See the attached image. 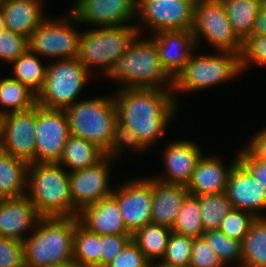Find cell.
I'll list each match as a JSON object with an SVG mask.
<instances>
[{
  "mask_svg": "<svg viewBox=\"0 0 266 267\" xmlns=\"http://www.w3.org/2000/svg\"><path fill=\"white\" fill-rule=\"evenodd\" d=\"M117 89L113 93L117 119L135 132L140 142L149 149L165 135L178 111L179 103L175 101L173 90Z\"/></svg>",
  "mask_w": 266,
  "mask_h": 267,
  "instance_id": "cell-1",
  "label": "cell"
},
{
  "mask_svg": "<svg viewBox=\"0 0 266 267\" xmlns=\"http://www.w3.org/2000/svg\"><path fill=\"white\" fill-rule=\"evenodd\" d=\"M139 36L104 75L118 81L121 88L173 90L174 79L164 69L154 41L150 37L140 40Z\"/></svg>",
  "mask_w": 266,
  "mask_h": 267,
  "instance_id": "cell-2",
  "label": "cell"
},
{
  "mask_svg": "<svg viewBox=\"0 0 266 267\" xmlns=\"http://www.w3.org/2000/svg\"><path fill=\"white\" fill-rule=\"evenodd\" d=\"M26 196L42 217H78L69 172L59 163L29 164Z\"/></svg>",
  "mask_w": 266,
  "mask_h": 267,
  "instance_id": "cell-3",
  "label": "cell"
},
{
  "mask_svg": "<svg viewBox=\"0 0 266 267\" xmlns=\"http://www.w3.org/2000/svg\"><path fill=\"white\" fill-rule=\"evenodd\" d=\"M78 217H42L23 241L25 267H49L73 259Z\"/></svg>",
  "mask_w": 266,
  "mask_h": 267,
  "instance_id": "cell-4",
  "label": "cell"
},
{
  "mask_svg": "<svg viewBox=\"0 0 266 267\" xmlns=\"http://www.w3.org/2000/svg\"><path fill=\"white\" fill-rule=\"evenodd\" d=\"M70 134L88 140L108 152L113 139L117 109L113 96L78 100L65 109Z\"/></svg>",
  "mask_w": 266,
  "mask_h": 267,
  "instance_id": "cell-5",
  "label": "cell"
},
{
  "mask_svg": "<svg viewBox=\"0 0 266 267\" xmlns=\"http://www.w3.org/2000/svg\"><path fill=\"white\" fill-rule=\"evenodd\" d=\"M195 50L184 69L174 79L173 94L197 92L228 82L242 74L238 54L219 51L217 54L196 55ZM177 93V94H176Z\"/></svg>",
  "mask_w": 266,
  "mask_h": 267,
  "instance_id": "cell-6",
  "label": "cell"
},
{
  "mask_svg": "<svg viewBox=\"0 0 266 267\" xmlns=\"http://www.w3.org/2000/svg\"><path fill=\"white\" fill-rule=\"evenodd\" d=\"M138 34L134 23L82 31L78 59L90 73L96 67L104 76L111 64L125 54Z\"/></svg>",
  "mask_w": 266,
  "mask_h": 267,
  "instance_id": "cell-7",
  "label": "cell"
},
{
  "mask_svg": "<svg viewBox=\"0 0 266 267\" xmlns=\"http://www.w3.org/2000/svg\"><path fill=\"white\" fill-rule=\"evenodd\" d=\"M51 63L47 65L43 88L37 94V104L49 109H66L78 101L91 73L78 57Z\"/></svg>",
  "mask_w": 266,
  "mask_h": 267,
  "instance_id": "cell-8",
  "label": "cell"
},
{
  "mask_svg": "<svg viewBox=\"0 0 266 267\" xmlns=\"http://www.w3.org/2000/svg\"><path fill=\"white\" fill-rule=\"evenodd\" d=\"M75 24L80 23L70 11L64 18L46 16L28 39V48L44 59L77 58L82 31Z\"/></svg>",
  "mask_w": 266,
  "mask_h": 267,
  "instance_id": "cell-9",
  "label": "cell"
},
{
  "mask_svg": "<svg viewBox=\"0 0 266 267\" xmlns=\"http://www.w3.org/2000/svg\"><path fill=\"white\" fill-rule=\"evenodd\" d=\"M191 31L197 49L204 38L217 51L241 54L242 41L232 29L222 0H196Z\"/></svg>",
  "mask_w": 266,
  "mask_h": 267,
  "instance_id": "cell-10",
  "label": "cell"
},
{
  "mask_svg": "<svg viewBox=\"0 0 266 267\" xmlns=\"http://www.w3.org/2000/svg\"><path fill=\"white\" fill-rule=\"evenodd\" d=\"M196 0H137L135 26L141 32L149 29L152 34L161 31L191 30ZM144 26V27H143ZM143 27V30H141Z\"/></svg>",
  "mask_w": 266,
  "mask_h": 267,
  "instance_id": "cell-11",
  "label": "cell"
},
{
  "mask_svg": "<svg viewBox=\"0 0 266 267\" xmlns=\"http://www.w3.org/2000/svg\"><path fill=\"white\" fill-rule=\"evenodd\" d=\"M69 135L65 109L36 105L35 163H58Z\"/></svg>",
  "mask_w": 266,
  "mask_h": 267,
  "instance_id": "cell-12",
  "label": "cell"
},
{
  "mask_svg": "<svg viewBox=\"0 0 266 267\" xmlns=\"http://www.w3.org/2000/svg\"><path fill=\"white\" fill-rule=\"evenodd\" d=\"M115 188L111 196L117 201L124 224L132 235L152 223V177L134 178Z\"/></svg>",
  "mask_w": 266,
  "mask_h": 267,
  "instance_id": "cell-13",
  "label": "cell"
},
{
  "mask_svg": "<svg viewBox=\"0 0 266 267\" xmlns=\"http://www.w3.org/2000/svg\"><path fill=\"white\" fill-rule=\"evenodd\" d=\"M69 11L81 24L124 26L136 19L137 0H76Z\"/></svg>",
  "mask_w": 266,
  "mask_h": 267,
  "instance_id": "cell-14",
  "label": "cell"
},
{
  "mask_svg": "<svg viewBox=\"0 0 266 267\" xmlns=\"http://www.w3.org/2000/svg\"><path fill=\"white\" fill-rule=\"evenodd\" d=\"M111 158L105 156L97 164L69 172L73 206L80 212L84 207L110 197L109 187Z\"/></svg>",
  "mask_w": 266,
  "mask_h": 267,
  "instance_id": "cell-15",
  "label": "cell"
},
{
  "mask_svg": "<svg viewBox=\"0 0 266 267\" xmlns=\"http://www.w3.org/2000/svg\"><path fill=\"white\" fill-rule=\"evenodd\" d=\"M36 105L26 111L3 115L2 150L24 160L35 163Z\"/></svg>",
  "mask_w": 266,
  "mask_h": 267,
  "instance_id": "cell-16",
  "label": "cell"
},
{
  "mask_svg": "<svg viewBox=\"0 0 266 267\" xmlns=\"http://www.w3.org/2000/svg\"><path fill=\"white\" fill-rule=\"evenodd\" d=\"M225 193L233 209L250 212L256 218L266 217L260 213L266 209V190L239 161L229 173Z\"/></svg>",
  "mask_w": 266,
  "mask_h": 267,
  "instance_id": "cell-17",
  "label": "cell"
},
{
  "mask_svg": "<svg viewBox=\"0 0 266 267\" xmlns=\"http://www.w3.org/2000/svg\"><path fill=\"white\" fill-rule=\"evenodd\" d=\"M160 61L167 73L175 79L184 69L191 55L197 49L191 30L161 31L152 34Z\"/></svg>",
  "mask_w": 266,
  "mask_h": 267,
  "instance_id": "cell-18",
  "label": "cell"
},
{
  "mask_svg": "<svg viewBox=\"0 0 266 267\" xmlns=\"http://www.w3.org/2000/svg\"><path fill=\"white\" fill-rule=\"evenodd\" d=\"M201 150L196 142L190 140L179 139L167 144L162 155L166 172L154 178L164 183L187 186L196 163L203 154Z\"/></svg>",
  "mask_w": 266,
  "mask_h": 267,
  "instance_id": "cell-19",
  "label": "cell"
},
{
  "mask_svg": "<svg viewBox=\"0 0 266 267\" xmlns=\"http://www.w3.org/2000/svg\"><path fill=\"white\" fill-rule=\"evenodd\" d=\"M41 218L42 216L26 195L1 199L0 237H9L23 242L28 237L26 232L31 230L33 232Z\"/></svg>",
  "mask_w": 266,
  "mask_h": 267,
  "instance_id": "cell-20",
  "label": "cell"
},
{
  "mask_svg": "<svg viewBox=\"0 0 266 267\" xmlns=\"http://www.w3.org/2000/svg\"><path fill=\"white\" fill-rule=\"evenodd\" d=\"M238 161V155L234 156L229 166L225 167L221 158L215 155L202 156L196 163L192 177L186 188L190 195L202 196L224 193L231 169Z\"/></svg>",
  "mask_w": 266,
  "mask_h": 267,
  "instance_id": "cell-21",
  "label": "cell"
},
{
  "mask_svg": "<svg viewBox=\"0 0 266 267\" xmlns=\"http://www.w3.org/2000/svg\"><path fill=\"white\" fill-rule=\"evenodd\" d=\"M79 222L99 235L131 234L124 224L119 205L112 197L84 207L78 214Z\"/></svg>",
  "mask_w": 266,
  "mask_h": 267,
  "instance_id": "cell-22",
  "label": "cell"
},
{
  "mask_svg": "<svg viewBox=\"0 0 266 267\" xmlns=\"http://www.w3.org/2000/svg\"><path fill=\"white\" fill-rule=\"evenodd\" d=\"M45 0H2L1 13L5 29L29 39L46 18L43 13Z\"/></svg>",
  "mask_w": 266,
  "mask_h": 267,
  "instance_id": "cell-23",
  "label": "cell"
},
{
  "mask_svg": "<svg viewBox=\"0 0 266 267\" xmlns=\"http://www.w3.org/2000/svg\"><path fill=\"white\" fill-rule=\"evenodd\" d=\"M188 194L186 186L164 183L152 176L151 222L172 229L183 200Z\"/></svg>",
  "mask_w": 266,
  "mask_h": 267,
  "instance_id": "cell-24",
  "label": "cell"
},
{
  "mask_svg": "<svg viewBox=\"0 0 266 267\" xmlns=\"http://www.w3.org/2000/svg\"><path fill=\"white\" fill-rule=\"evenodd\" d=\"M28 166L24 160L0 151V200L26 195Z\"/></svg>",
  "mask_w": 266,
  "mask_h": 267,
  "instance_id": "cell-25",
  "label": "cell"
},
{
  "mask_svg": "<svg viewBox=\"0 0 266 267\" xmlns=\"http://www.w3.org/2000/svg\"><path fill=\"white\" fill-rule=\"evenodd\" d=\"M105 156V152L96 144L70 134L58 163L66 168L68 172H72L91 167Z\"/></svg>",
  "mask_w": 266,
  "mask_h": 267,
  "instance_id": "cell-26",
  "label": "cell"
},
{
  "mask_svg": "<svg viewBox=\"0 0 266 267\" xmlns=\"http://www.w3.org/2000/svg\"><path fill=\"white\" fill-rule=\"evenodd\" d=\"M0 114L26 111L37 105V95L11 76L0 77Z\"/></svg>",
  "mask_w": 266,
  "mask_h": 267,
  "instance_id": "cell-27",
  "label": "cell"
},
{
  "mask_svg": "<svg viewBox=\"0 0 266 267\" xmlns=\"http://www.w3.org/2000/svg\"><path fill=\"white\" fill-rule=\"evenodd\" d=\"M234 33L243 42L251 35L263 0H222Z\"/></svg>",
  "mask_w": 266,
  "mask_h": 267,
  "instance_id": "cell-28",
  "label": "cell"
},
{
  "mask_svg": "<svg viewBox=\"0 0 266 267\" xmlns=\"http://www.w3.org/2000/svg\"><path fill=\"white\" fill-rule=\"evenodd\" d=\"M171 233V228L150 223L137 230L132 235V240L138 245L146 259L152 263L158 258L162 260Z\"/></svg>",
  "mask_w": 266,
  "mask_h": 267,
  "instance_id": "cell-29",
  "label": "cell"
},
{
  "mask_svg": "<svg viewBox=\"0 0 266 267\" xmlns=\"http://www.w3.org/2000/svg\"><path fill=\"white\" fill-rule=\"evenodd\" d=\"M12 64L14 71L12 78L37 95L43 88L47 72V65H43L39 55L27 48Z\"/></svg>",
  "mask_w": 266,
  "mask_h": 267,
  "instance_id": "cell-30",
  "label": "cell"
},
{
  "mask_svg": "<svg viewBox=\"0 0 266 267\" xmlns=\"http://www.w3.org/2000/svg\"><path fill=\"white\" fill-rule=\"evenodd\" d=\"M241 263L251 267H266V217L256 218L242 243Z\"/></svg>",
  "mask_w": 266,
  "mask_h": 267,
  "instance_id": "cell-31",
  "label": "cell"
},
{
  "mask_svg": "<svg viewBox=\"0 0 266 267\" xmlns=\"http://www.w3.org/2000/svg\"><path fill=\"white\" fill-rule=\"evenodd\" d=\"M100 235L80 222L75 227L73 260L80 267H100Z\"/></svg>",
  "mask_w": 266,
  "mask_h": 267,
  "instance_id": "cell-32",
  "label": "cell"
},
{
  "mask_svg": "<svg viewBox=\"0 0 266 267\" xmlns=\"http://www.w3.org/2000/svg\"><path fill=\"white\" fill-rule=\"evenodd\" d=\"M171 230L193 238L203 236L204 229L199 207V196L188 194L185 197Z\"/></svg>",
  "mask_w": 266,
  "mask_h": 267,
  "instance_id": "cell-33",
  "label": "cell"
},
{
  "mask_svg": "<svg viewBox=\"0 0 266 267\" xmlns=\"http://www.w3.org/2000/svg\"><path fill=\"white\" fill-rule=\"evenodd\" d=\"M199 207L204 232L219 230L224 216L233 209L225 192L199 196Z\"/></svg>",
  "mask_w": 266,
  "mask_h": 267,
  "instance_id": "cell-34",
  "label": "cell"
},
{
  "mask_svg": "<svg viewBox=\"0 0 266 267\" xmlns=\"http://www.w3.org/2000/svg\"><path fill=\"white\" fill-rule=\"evenodd\" d=\"M202 237L218 255L224 265L227 266L230 262L241 263V242L229 238L220 230L206 231Z\"/></svg>",
  "mask_w": 266,
  "mask_h": 267,
  "instance_id": "cell-35",
  "label": "cell"
},
{
  "mask_svg": "<svg viewBox=\"0 0 266 267\" xmlns=\"http://www.w3.org/2000/svg\"><path fill=\"white\" fill-rule=\"evenodd\" d=\"M194 238L172 231L160 263L169 267H189Z\"/></svg>",
  "mask_w": 266,
  "mask_h": 267,
  "instance_id": "cell-36",
  "label": "cell"
},
{
  "mask_svg": "<svg viewBox=\"0 0 266 267\" xmlns=\"http://www.w3.org/2000/svg\"><path fill=\"white\" fill-rule=\"evenodd\" d=\"M146 149L147 148L140 142L137 134L117 119L114 125L113 139L106 156L113 160L125 150L138 153Z\"/></svg>",
  "mask_w": 266,
  "mask_h": 267,
  "instance_id": "cell-37",
  "label": "cell"
},
{
  "mask_svg": "<svg viewBox=\"0 0 266 267\" xmlns=\"http://www.w3.org/2000/svg\"><path fill=\"white\" fill-rule=\"evenodd\" d=\"M255 219L256 217L250 212L232 209L224 216L219 230L229 238L242 243Z\"/></svg>",
  "mask_w": 266,
  "mask_h": 267,
  "instance_id": "cell-38",
  "label": "cell"
},
{
  "mask_svg": "<svg viewBox=\"0 0 266 267\" xmlns=\"http://www.w3.org/2000/svg\"><path fill=\"white\" fill-rule=\"evenodd\" d=\"M239 58L242 74L251 64L266 67V35L247 37L242 42Z\"/></svg>",
  "mask_w": 266,
  "mask_h": 267,
  "instance_id": "cell-39",
  "label": "cell"
},
{
  "mask_svg": "<svg viewBox=\"0 0 266 267\" xmlns=\"http://www.w3.org/2000/svg\"><path fill=\"white\" fill-rule=\"evenodd\" d=\"M28 48V39L8 29L0 32V61L9 64L15 61Z\"/></svg>",
  "mask_w": 266,
  "mask_h": 267,
  "instance_id": "cell-40",
  "label": "cell"
},
{
  "mask_svg": "<svg viewBox=\"0 0 266 267\" xmlns=\"http://www.w3.org/2000/svg\"><path fill=\"white\" fill-rule=\"evenodd\" d=\"M0 267H25L24 243L0 237Z\"/></svg>",
  "mask_w": 266,
  "mask_h": 267,
  "instance_id": "cell-41",
  "label": "cell"
},
{
  "mask_svg": "<svg viewBox=\"0 0 266 267\" xmlns=\"http://www.w3.org/2000/svg\"><path fill=\"white\" fill-rule=\"evenodd\" d=\"M189 267H226L203 237L194 238Z\"/></svg>",
  "mask_w": 266,
  "mask_h": 267,
  "instance_id": "cell-42",
  "label": "cell"
},
{
  "mask_svg": "<svg viewBox=\"0 0 266 267\" xmlns=\"http://www.w3.org/2000/svg\"><path fill=\"white\" fill-rule=\"evenodd\" d=\"M132 239V234L100 235V267H106Z\"/></svg>",
  "mask_w": 266,
  "mask_h": 267,
  "instance_id": "cell-43",
  "label": "cell"
},
{
  "mask_svg": "<svg viewBox=\"0 0 266 267\" xmlns=\"http://www.w3.org/2000/svg\"><path fill=\"white\" fill-rule=\"evenodd\" d=\"M149 261L131 239L106 267H148Z\"/></svg>",
  "mask_w": 266,
  "mask_h": 267,
  "instance_id": "cell-44",
  "label": "cell"
},
{
  "mask_svg": "<svg viewBox=\"0 0 266 267\" xmlns=\"http://www.w3.org/2000/svg\"><path fill=\"white\" fill-rule=\"evenodd\" d=\"M238 161L253 175L266 190V160L255 156L246 146L240 148Z\"/></svg>",
  "mask_w": 266,
  "mask_h": 267,
  "instance_id": "cell-45",
  "label": "cell"
},
{
  "mask_svg": "<svg viewBox=\"0 0 266 267\" xmlns=\"http://www.w3.org/2000/svg\"><path fill=\"white\" fill-rule=\"evenodd\" d=\"M253 135L246 147L258 158L266 160V128Z\"/></svg>",
  "mask_w": 266,
  "mask_h": 267,
  "instance_id": "cell-46",
  "label": "cell"
},
{
  "mask_svg": "<svg viewBox=\"0 0 266 267\" xmlns=\"http://www.w3.org/2000/svg\"><path fill=\"white\" fill-rule=\"evenodd\" d=\"M264 35H266V9L262 6L258 11L250 36Z\"/></svg>",
  "mask_w": 266,
  "mask_h": 267,
  "instance_id": "cell-47",
  "label": "cell"
},
{
  "mask_svg": "<svg viewBox=\"0 0 266 267\" xmlns=\"http://www.w3.org/2000/svg\"><path fill=\"white\" fill-rule=\"evenodd\" d=\"M49 267H80V266L72 259L68 262L52 265Z\"/></svg>",
  "mask_w": 266,
  "mask_h": 267,
  "instance_id": "cell-48",
  "label": "cell"
},
{
  "mask_svg": "<svg viewBox=\"0 0 266 267\" xmlns=\"http://www.w3.org/2000/svg\"><path fill=\"white\" fill-rule=\"evenodd\" d=\"M3 145V115L0 114V151Z\"/></svg>",
  "mask_w": 266,
  "mask_h": 267,
  "instance_id": "cell-49",
  "label": "cell"
},
{
  "mask_svg": "<svg viewBox=\"0 0 266 267\" xmlns=\"http://www.w3.org/2000/svg\"><path fill=\"white\" fill-rule=\"evenodd\" d=\"M148 267H169V266L163 265L162 263H160V261L158 262L157 260V262L155 261V262L149 263Z\"/></svg>",
  "mask_w": 266,
  "mask_h": 267,
  "instance_id": "cell-50",
  "label": "cell"
},
{
  "mask_svg": "<svg viewBox=\"0 0 266 267\" xmlns=\"http://www.w3.org/2000/svg\"><path fill=\"white\" fill-rule=\"evenodd\" d=\"M5 29V21L0 10V32Z\"/></svg>",
  "mask_w": 266,
  "mask_h": 267,
  "instance_id": "cell-51",
  "label": "cell"
},
{
  "mask_svg": "<svg viewBox=\"0 0 266 267\" xmlns=\"http://www.w3.org/2000/svg\"><path fill=\"white\" fill-rule=\"evenodd\" d=\"M237 267H251V266L246 265V264H243V263H239V264L237 265Z\"/></svg>",
  "mask_w": 266,
  "mask_h": 267,
  "instance_id": "cell-52",
  "label": "cell"
},
{
  "mask_svg": "<svg viewBox=\"0 0 266 267\" xmlns=\"http://www.w3.org/2000/svg\"><path fill=\"white\" fill-rule=\"evenodd\" d=\"M263 7L266 9V0H263Z\"/></svg>",
  "mask_w": 266,
  "mask_h": 267,
  "instance_id": "cell-53",
  "label": "cell"
}]
</instances>
